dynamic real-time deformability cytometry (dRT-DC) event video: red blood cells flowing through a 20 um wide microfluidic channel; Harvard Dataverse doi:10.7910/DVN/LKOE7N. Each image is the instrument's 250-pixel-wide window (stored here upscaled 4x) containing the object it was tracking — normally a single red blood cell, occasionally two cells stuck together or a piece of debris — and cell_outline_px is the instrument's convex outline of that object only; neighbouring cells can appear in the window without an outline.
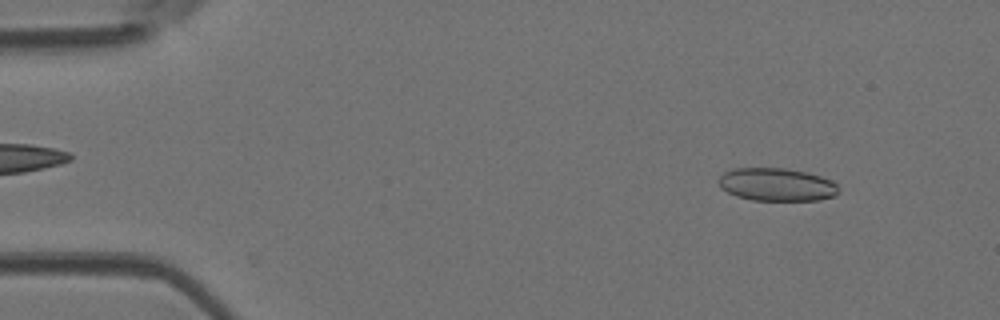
{"species": "Egyptian fruit bat (a non-hibernating species)", "species_latin": "Rousettus aegyptiacus", "temperature_condition": "room temperature", "stored_images_in_passage": 5, "camera_frame_rate_fps": 3000, "um_per_image_px": 0.085, "animal": {"sex": "female"}, "frame": {"image": 1, "passage_image": 1, "time_ms": 0.0, "image_size_px": [1000, 320], "cell_outline_px": [[840, 192], [836, 196], [820, 200], [752, 200], [736, 196], [720, 188], [716, 180], [724, 172], [732, 168], [784, 168], [808, 172], [832, 180], [840, 188]], "centroid_in_image_um": [66.03, 15.68], "position_along_channel_um": 19.0, "area_um2": 23.41}}
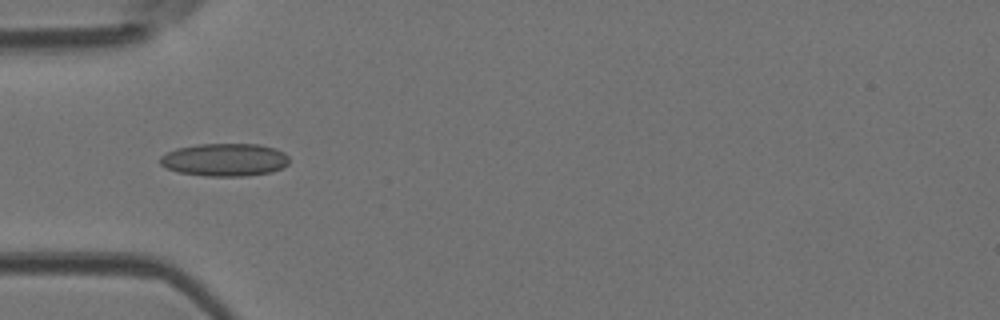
{"frame": {"image": 2, "passage_image": 4, "time_ms": 1.0, "image_size_px": [1000, 320], "cell_outline_px": [[288, 164], [284, 168], [272, 172], [244, 176], [204, 176], [176, 172], [160, 164], [160, 156], [176, 148], [196, 144], [260, 144], [276, 148], [284, 152], [288, 156]], "centroid_in_image_um": [19.12, 13.58], "position_along_channel_um": 65.9, "area_um2": 24.97}}
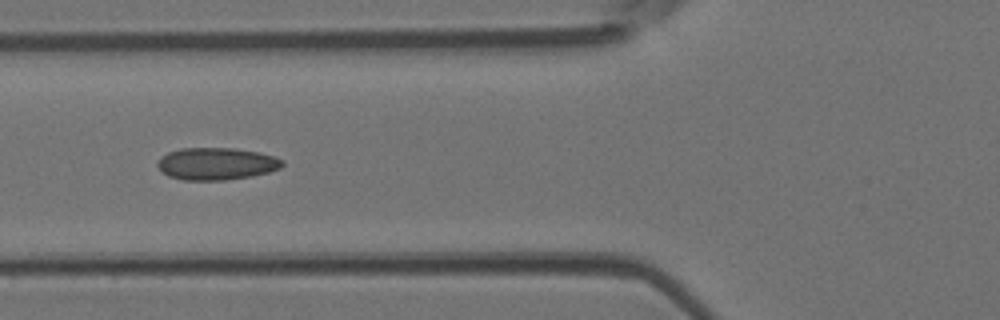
{"frame": {"image": 3, "passage_image": 5, "time_ms": 1.333, "image_size_px": [1000, 320], "cell_outline_px": [[284, 164], [280, 168], [268, 172], [252, 176], [224, 180], [184, 180], [168, 176], [156, 164], [160, 156], [168, 152], [180, 148], [232, 148], [260, 152], [284, 160]], "centroid_in_image_um": [18.39, 13.91], "position_along_channel_um": 107.4, "area_um2": 23.47}}